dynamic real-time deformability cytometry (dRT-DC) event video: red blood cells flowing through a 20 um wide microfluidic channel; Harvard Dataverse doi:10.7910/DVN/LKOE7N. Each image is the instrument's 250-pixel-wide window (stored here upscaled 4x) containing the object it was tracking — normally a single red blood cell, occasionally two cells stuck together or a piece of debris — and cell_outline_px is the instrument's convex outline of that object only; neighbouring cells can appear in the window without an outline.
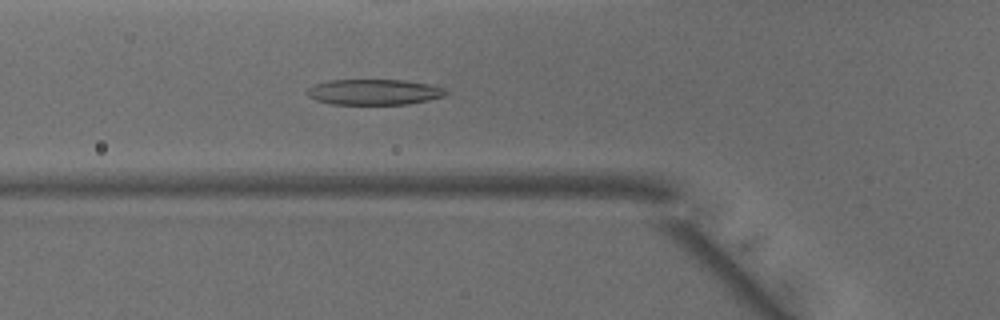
{"species": "common noctule bat (a hibernating species)", "species_latin": "Nyctalus noctula", "temperature_condition": "warm", "stored_images_in_passage": 48, "camera_frame_rate_fps": 3000, "um_per_image_px": 0.085, "animal": {"sex": "male", "body_mass_g": 15.6}, "frame": {"image": 1, "passage_image": 16, "time_ms": 5.0, "image_size_px": [1000, 320], "cell_outline_px": [[452, 92], [444, 96], [428, 100], [408, 104], [332, 104], [316, 100], [308, 96], [308, 88], [316, 84], [328, 80], [404, 80], [428, 84], [444, 88]], "centroid_in_image_um": [31.84, 7.82], "position_along_channel_um": 94.0, "area_um2": 20.69}}
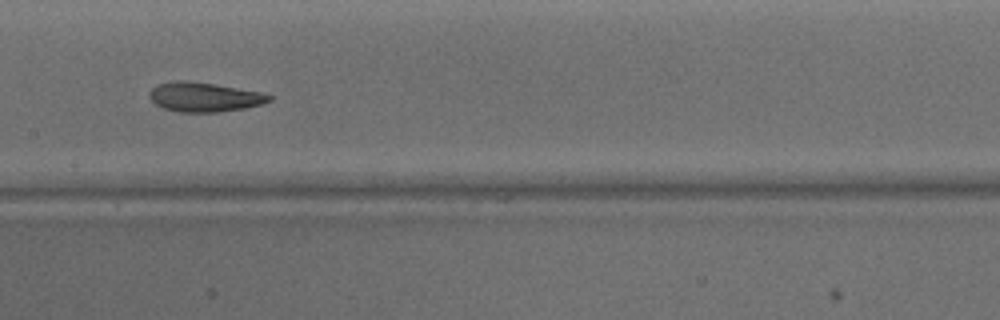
{"frame": {"image": 2, "passage_image": 23, "time_ms": 7.333, "image_size_px": [1000, 320], "cell_outline_px": [[272, 100], [248, 108], [216, 112], [180, 112], [164, 108], [156, 104], [148, 96], [148, 92], [156, 84], [176, 80], [188, 80], [264, 92], [272, 96]], "centroid_in_image_um": [17.37, 8.24], "position_along_channel_um": 190.0, "area_um2": 20.69}}
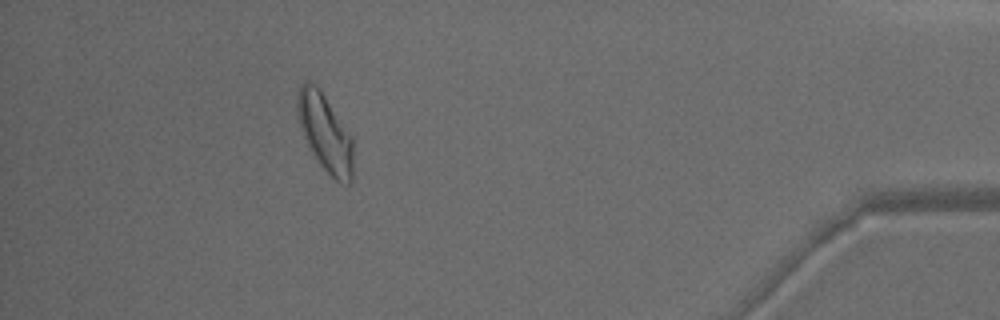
{"frame": {"image": 3, "passage_image": 43, "time_ms": 14.0, "image_size_px": [1000, 320], "cell_outline_px": [[352, 184], [348, 184], [336, 180], [320, 164], [312, 152], [304, 136], [300, 124], [296, 108], [296, 96], [300, 84], [304, 80], [308, 80], [316, 84], [320, 88], [352, 136]], "centroid_in_image_um": [27.62, 11.21], "position_along_channel_um": 407.6, "area_um2": 25.14}, "authors_computed_cell_mechanics": {"area_um2": 22.253, "velocity_mm_per_s": 4.0855, "shape_relaxation_time_tau1_ms": 4.4742, "shape_relaxation_time_tau2_ms": 1.6721, "deformation_change_tau1": 0.1525, "deformation_change_tau2": 0.0905}}